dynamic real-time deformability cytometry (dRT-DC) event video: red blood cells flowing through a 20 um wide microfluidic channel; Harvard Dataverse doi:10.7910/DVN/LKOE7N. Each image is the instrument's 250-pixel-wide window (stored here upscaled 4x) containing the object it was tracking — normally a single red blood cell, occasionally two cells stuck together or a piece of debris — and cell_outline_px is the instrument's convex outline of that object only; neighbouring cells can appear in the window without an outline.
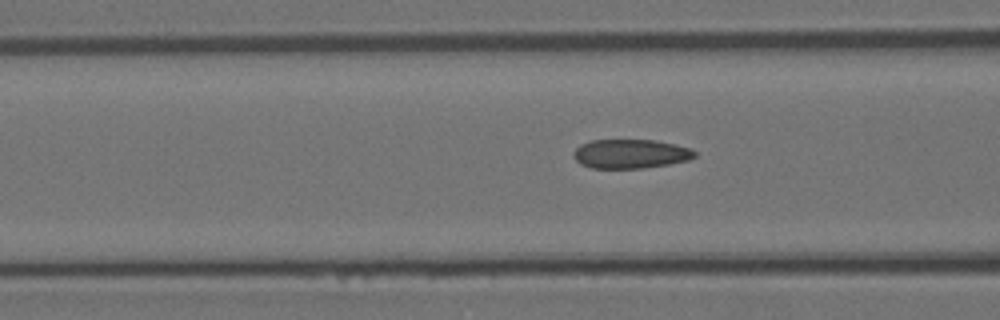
{"species": "Egyptian fruit bat (a non-hibernating species)", "species_latin": "Rousettus aegyptiacus", "temperature_condition": "room temperature", "stored_images_in_passage": 39, "camera_frame_rate_fps": 3000, "um_per_image_px": 0.085, "animal": {"sex": "female"}, "frame": {"image": 1, "passage_image": 17, "time_ms": 5.333, "image_size_px": [1000, 320], "cell_outline_px": [[696, 156], [688, 160], [668, 164], [644, 168], [592, 168], [580, 164], [572, 156], [572, 152], [580, 144], [592, 140], [656, 140], [676, 144], [692, 148], [696, 152]], "centroid_in_image_um": [53.59, 13.07], "position_along_channel_um": 113.0, "area_um2": 20.75}}
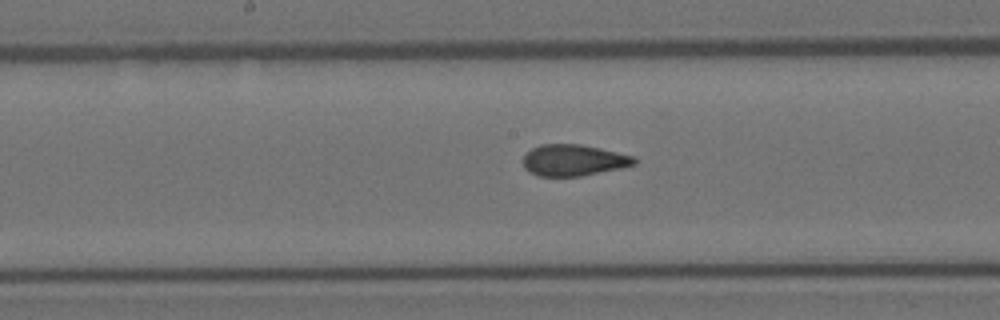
{"frame": {"image": 2, "passage_image": 24, "time_ms": 7.667, "image_size_px": [1000, 320], "cell_outline_px": [[636, 164], [620, 168], [580, 176], [540, 176], [528, 172], [524, 168], [524, 156], [532, 148], [540, 144], [580, 144], [600, 148], [636, 156]], "centroid_in_image_um": [48.76, 13.61], "position_along_channel_um": 199.4, "area_um2": 20.29}}
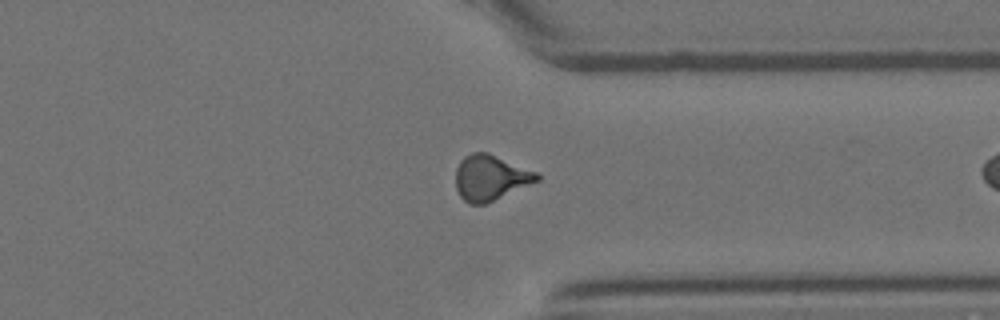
{"frame": {"image": 3, "passage_image": 38, "time_ms": 12.333, "image_size_px": [1000, 320], "cell_outline_px": [[540, 180], [484, 204], [468, 204], [460, 196], [456, 188], [456, 168], [460, 160], [464, 156], [472, 152], [488, 152], [536, 172], [540, 176]], "centroid_in_image_um": [41.66, 15.09], "position_along_channel_um": 369.7, "area_um2": 21.39}}